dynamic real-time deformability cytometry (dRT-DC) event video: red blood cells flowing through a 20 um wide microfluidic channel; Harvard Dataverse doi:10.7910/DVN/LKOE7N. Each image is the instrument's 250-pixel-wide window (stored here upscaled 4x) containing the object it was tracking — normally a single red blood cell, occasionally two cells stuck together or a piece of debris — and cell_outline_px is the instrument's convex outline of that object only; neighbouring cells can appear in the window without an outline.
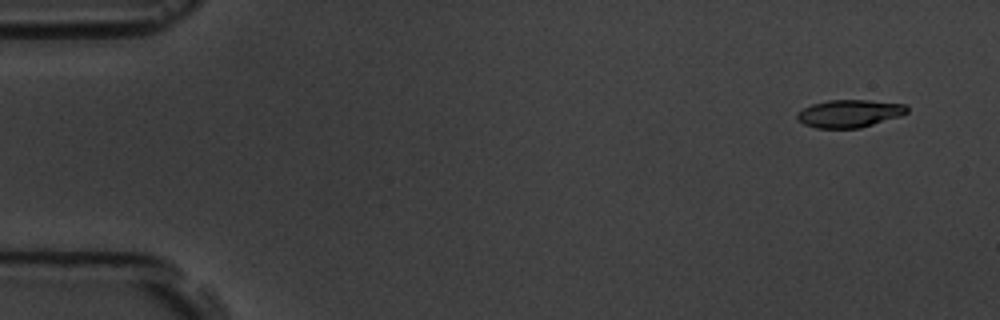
{"species": "common noctule bat (a hibernating species)", "species_latin": "Nyctalus noctula", "temperature_condition": "room temperature", "stored_images_in_passage": 4, "camera_frame_rate_fps": 3000, "um_per_image_px": 0.085, "animal": {"sex": "male", "body_mass_g": 19.5, "forearm_length_mm": 54.6}, "frame": {"image": 1, "passage_image": 4, "time_ms": 3.667, "image_size_px": [1000, 320], "cell_outline_px": [[908, 112], [900, 116], [860, 128], [816, 128], [804, 124], [796, 116], [796, 112], [812, 104], [828, 100], [868, 100], [904, 104], [908, 108]], "centroid_in_image_um": [72.19, 9.65], "position_along_channel_um": 12.8, "area_um2": 17.63}}